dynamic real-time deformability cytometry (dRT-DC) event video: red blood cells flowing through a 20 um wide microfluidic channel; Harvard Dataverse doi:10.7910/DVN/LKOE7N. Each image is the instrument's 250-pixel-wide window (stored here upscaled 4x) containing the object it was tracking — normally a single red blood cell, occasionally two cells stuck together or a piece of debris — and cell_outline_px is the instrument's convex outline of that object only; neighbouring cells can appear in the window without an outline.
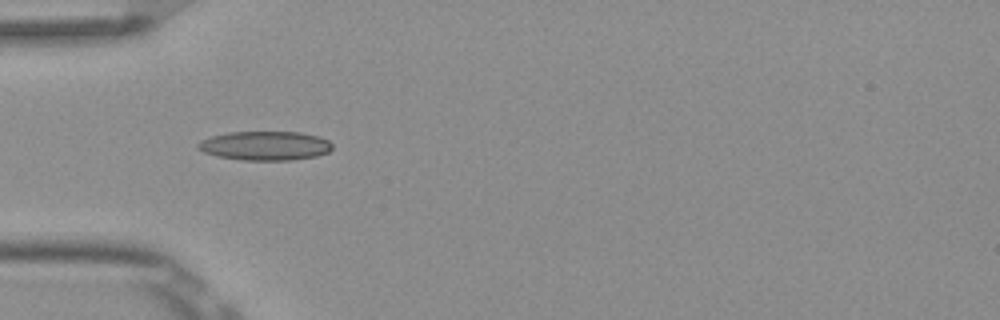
{"species": "Egyptian fruit bat (a non-hibernating species)", "species_latin": "Rousettus aegyptiacus", "temperature_condition": "room temperature", "stored_images_in_passage": 4, "camera_frame_rate_fps": 3000, "um_per_image_px": 0.085, "frame": {"image": 1, "passage_image": 3, "time_ms": 0.667, "image_size_px": [1000, 320], "cell_outline_px": [[332, 148], [328, 152], [316, 156], [292, 160], [240, 160], [216, 156], [204, 152], [196, 148], [196, 144], [200, 140], [212, 136], [228, 132], [300, 132], [316, 136], [328, 140], [332, 144]], "centroid_in_image_um": [22.49, 12.39], "position_along_channel_um": 62.5, "area_um2": 22.83}}
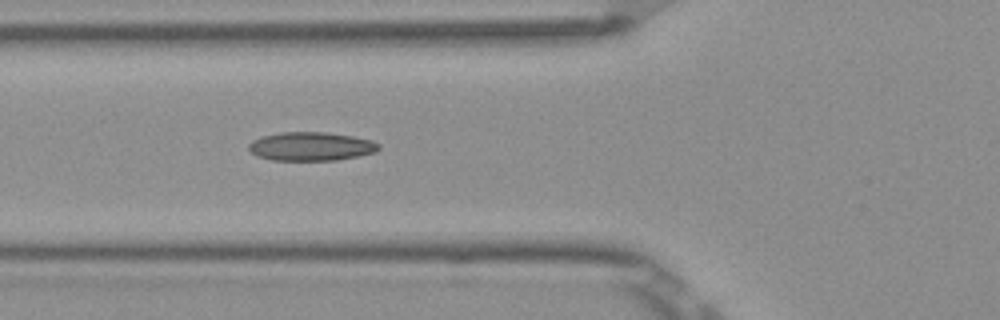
{"frame": {"image": 2, "passage_image": 4, "time_ms": 1.0, "image_size_px": [1000, 320], "cell_outline_px": [[380, 148], [376, 152], [360, 156], [336, 160], [272, 160], [260, 156], [252, 152], [248, 148], [248, 144], [252, 140], [264, 136], [280, 132], [324, 132], [352, 136], [372, 140], [380, 144]], "centroid_in_image_um": [26.48, 12.44], "position_along_channel_um": 99.3, "area_um2": 21.68}}